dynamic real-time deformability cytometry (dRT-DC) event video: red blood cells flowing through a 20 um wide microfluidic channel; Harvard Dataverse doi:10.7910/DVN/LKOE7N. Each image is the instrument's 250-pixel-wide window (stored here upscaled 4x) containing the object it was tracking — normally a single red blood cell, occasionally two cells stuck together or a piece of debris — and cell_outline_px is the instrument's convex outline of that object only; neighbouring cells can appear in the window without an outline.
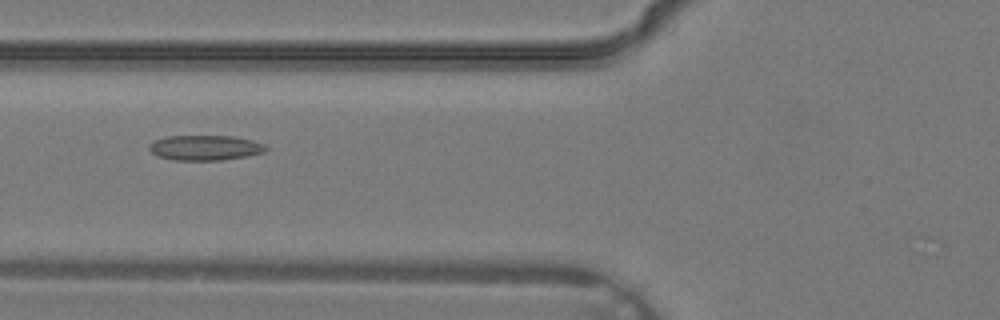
{"species": "common noctule bat (a hibernating species)", "species_latin": "Nyctalus noctula", "temperature_condition": "warm", "stored_images_in_passage": 3, "camera_frame_rate_fps": 3000, "um_per_image_px": 0.085, "animal": {"sex": "male", "body_mass_g": 19.2, "forearm_length_mm": 51.8}, "frame": {"image": 1, "passage_image": 3, "time_ms": 0.667, "image_size_px": [1000, 320], "cell_outline_px": [[268, 148], [264, 152], [248, 156], [220, 160], [172, 160], [156, 156], [148, 148], [148, 144], [156, 140], [168, 136], [232, 136], [252, 140], [264, 144]], "centroid_in_image_um": [17.42, 12.56], "position_along_channel_um": 108.4, "area_um2": 17.11}}